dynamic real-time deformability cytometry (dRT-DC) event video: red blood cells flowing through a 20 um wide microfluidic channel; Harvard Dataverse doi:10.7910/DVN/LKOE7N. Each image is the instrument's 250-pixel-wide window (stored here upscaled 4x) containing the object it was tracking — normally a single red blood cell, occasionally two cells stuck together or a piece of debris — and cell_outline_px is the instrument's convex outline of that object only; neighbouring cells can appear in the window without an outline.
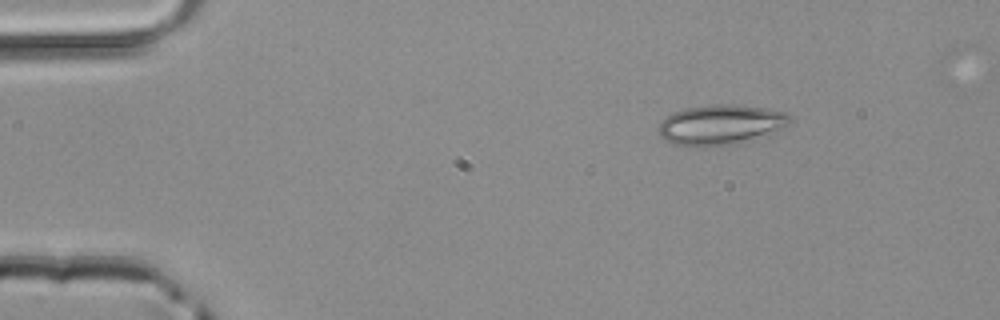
{"species": "common noctule bat (a hibernating species)", "species_latin": "Nyctalus noctula", "temperature_condition": "room temperature", "stored_images_in_passage": 2, "camera_frame_rate_fps": 3000, "um_per_image_px": 0.085, "animal": {"sex": "male", "body_mass_g": 20.4}, "frame": {"image": 1, "passage_image": 1, "time_ms": 0.0, "image_size_px": [1000, 320], "cell_outline_px": [[792, 124], [768, 136], [736, 144], [704, 148], [672, 144], [664, 140], [660, 136], [660, 120], [672, 112], [688, 108], [716, 104], [740, 104], [764, 108], [784, 112], [792, 116]], "centroid_in_image_um": [61.31, 10.62], "position_along_channel_um": 23.7, "area_um2": 31.5}}